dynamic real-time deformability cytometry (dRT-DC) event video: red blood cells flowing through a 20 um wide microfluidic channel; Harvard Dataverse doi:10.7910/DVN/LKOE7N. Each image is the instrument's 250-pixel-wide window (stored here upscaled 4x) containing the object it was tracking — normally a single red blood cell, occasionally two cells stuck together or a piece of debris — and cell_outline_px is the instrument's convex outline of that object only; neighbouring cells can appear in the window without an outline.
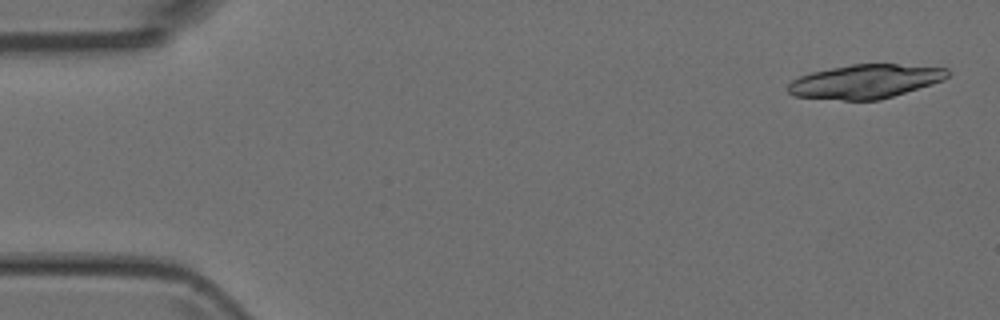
{"species": "Egyptian fruit bat (a non-hibernating species)", "species_latin": "Rousettus aegyptiacus", "temperature_condition": "room temperature", "stored_images_in_passage": 10, "segment_of_instrument_passage": [1, 2], "camera_frame_rate_fps": 3000, "um_per_image_px": 0.085, "animal": {"sex": "female"}, "frame": {"image": 1, "passage_image": 1, "time_ms": 0.0, "image_size_px": [1000, 320], "cell_outline_px": [[952, 72], [944, 80], [932, 84], [880, 100], [844, 100], [792, 96], [788, 92], [788, 84], [792, 80], [800, 76], [812, 72], [852, 64], [896, 64], [948, 68]], "centroid_in_image_um": [73.57, 6.92], "position_along_channel_um": 11.4, "area_um2": 31.5}}
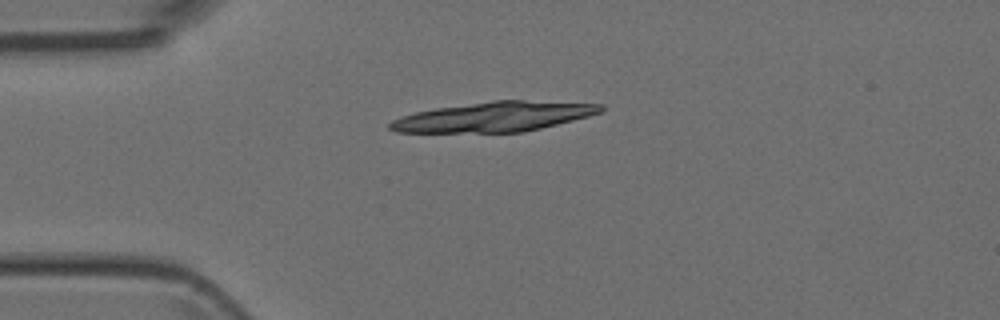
{"frame": {"image": 2, "passage_image": 4, "time_ms": 3.333, "image_size_px": [1000, 320], "cell_outline_px": [[604, 108], [600, 112], [588, 116], [524, 132], [396, 132], [388, 128], [388, 124], [392, 120], [416, 112], [436, 108], [492, 100], [524, 100], [604, 104]], "centroid_in_image_um": [42.0, 9.92], "position_along_channel_um": 43.0, "area_um2": 36.3}}